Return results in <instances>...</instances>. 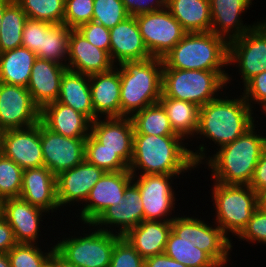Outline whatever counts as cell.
I'll use <instances>...</instances> for the list:
<instances>
[{
  "mask_svg": "<svg viewBox=\"0 0 266 267\" xmlns=\"http://www.w3.org/2000/svg\"><path fill=\"white\" fill-rule=\"evenodd\" d=\"M196 216L187 213L180 216L179 213L171 221L164 253L187 267H217L230 263L235 243L214 221L207 223L203 217Z\"/></svg>",
  "mask_w": 266,
  "mask_h": 267,
  "instance_id": "obj_1",
  "label": "cell"
},
{
  "mask_svg": "<svg viewBox=\"0 0 266 267\" xmlns=\"http://www.w3.org/2000/svg\"><path fill=\"white\" fill-rule=\"evenodd\" d=\"M258 129V125L254 124L243 135L217 149L211 156L209 154L211 149L208 150V146H205L207 143L202 142L194 150L190 149L193 161L197 167L204 164L206 166L204 168L211 171L210 179L214 182L249 185L266 146V133Z\"/></svg>",
  "mask_w": 266,
  "mask_h": 267,
  "instance_id": "obj_2",
  "label": "cell"
},
{
  "mask_svg": "<svg viewBox=\"0 0 266 267\" xmlns=\"http://www.w3.org/2000/svg\"><path fill=\"white\" fill-rule=\"evenodd\" d=\"M226 90L219 97L200 107L199 111V123L194 141L198 144L199 139L201 142L209 140L210 146L213 142L218 147L214 145L215 150L211 153L243 135L255 123L258 124L257 119L260 118L254 113L257 110L253 111L250 108L241 92L238 93L240 96L236 94L233 98L226 94Z\"/></svg>",
  "mask_w": 266,
  "mask_h": 267,
  "instance_id": "obj_3",
  "label": "cell"
},
{
  "mask_svg": "<svg viewBox=\"0 0 266 267\" xmlns=\"http://www.w3.org/2000/svg\"><path fill=\"white\" fill-rule=\"evenodd\" d=\"M178 135L134 134L133 156L129 164L132 175H184L197 167L189 143ZM187 145V146H186ZM189 147V148H188Z\"/></svg>",
  "mask_w": 266,
  "mask_h": 267,
  "instance_id": "obj_4",
  "label": "cell"
},
{
  "mask_svg": "<svg viewBox=\"0 0 266 267\" xmlns=\"http://www.w3.org/2000/svg\"><path fill=\"white\" fill-rule=\"evenodd\" d=\"M163 60L147 58L119 64L121 117L158 103L162 96Z\"/></svg>",
  "mask_w": 266,
  "mask_h": 267,
  "instance_id": "obj_5",
  "label": "cell"
},
{
  "mask_svg": "<svg viewBox=\"0 0 266 267\" xmlns=\"http://www.w3.org/2000/svg\"><path fill=\"white\" fill-rule=\"evenodd\" d=\"M229 42L210 32L186 33L162 58L163 68L228 71Z\"/></svg>",
  "mask_w": 266,
  "mask_h": 267,
  "instance_id": "obj_6",
  "label": "cell"
},
{
  "mask_svg": "<svg viewBox=\"0 0 266 267\" xmlns=\"http://www.w3.org/2000/svg\"><path fill=\"white\" fill-rule=\"evenodd\" d=\"M227 72L163 68L161 97L175 98L202 107L233 84L234 75Z\"/></svg>",
  "mask_w": 266,
  "mask_h": 267,
  "instance_id": "obj_7",
  "label": "cell"
},
{
  "mask_svg": "<svg viewBox=\"0 0 266 267\" xmlns=\"http://www.w3.org/2000/svg\"><path fill=\"white\" fill-rule=\"evenodd\" d=\"M212 187V220L230 239L238 236L258 208V194L250 185L213 182Z\"/></svg>",
  "mask_w": 266,
  "mask_h": 267,
  "instance_id": "obj_8",
  "label": "cell"
},
{
  "mask_svg": "<svg viewBox=\"0 0 266 267\" xmlns=\"http://www.w3.org/2000/svg\"><path fill=\"white\" fill-rule=\"evenodd\" d=\"M82 224V231L86 228L83 233L80 231L82 235L80 232H76L77 236L75 232L71 236L66 233L61 240L56 239L58 236H53L57 241L54 242L55 250L78 267H109L114 245L121 235L103 231L93 223Z\"/></svg>",
  "mask_w": 266,
  "mask_h": 267,
  "instance_id": "obj_9",
  "label": "cell"
},
{
  "mask_svg": "<svg viewBox=\"0 0 266 267\" xmlns=\"http://www.w3.org/2000/svg\"><path fill=\"white\" fill-rule=\"evenodd\" d=\"M228 65L236 66L242 87L266 70V17L242 36L229 41Z\"/></svg>",
  "mask_w": 266,
  "mask_h": 267,
  "instance_id": "obj_10",
  "label": "cell"
},
{
  "mask_svg": "<svg viewBox=\"0 0 266 267\" xmlns=\"http://www.w3.org/2000/svg\"><path fill=\"white\" fill-rule=\"evenodd\" d=\"M177 177L178 179L182 178L180 175L168 174L133 175L132 181L140 190L144 220L172 221L178 216L177 214L172 215L175 213V205L178 203L176 200L180 195L175 192L177 188L175 189L174 186L176 185H172L176 184L173 182Z\"/></svg>",
  "mask_w": 266,
  "mask_h": 267,
  "instance_id": "obj_11",
  "label": "cell"
},
{
  "mask_svg": "<svg viewBox=\"0 0 266 267\" xmlns=\"http://www.w3.org/2000/svg\"><path fill=\"white\" fill-rule=\"evenodd\" d=\"M135 18L143 42L154 58L162 59L187 33L166 7Z\"/></svg>",
  "mask_w": 266,
  "mask_h": 267,
  "instance_id": "obj_12",
  "label": "cell"
},
{
  "mask_svg": "<svg viewBox=\"0 0 266 267\" xmlns=\"http://www.w3.org/2000/svg\"><path fill=\"white\" fill-rule=\"evenodd\" d=\"M133 180L129 170L105 172L90 190L75 218L82 223H93L107 208L117 205L123 198L126 186Z\"/></svg>",
  "mask_w": 266,
  "mask_h": 267,
  "instance_id": "obj_13",
  "label": "cell"
},
{
  "mask_svg": "<svg viewBox=\"0 0 266 267\" xmlns=\"http://www.w3.org/2000/svg\"><path fill=\"white\" fill-rule=\"evenodd\" d=\"M40 122V109L26 87L0 82V130L26 128Z\"/></svg>",
  "mask_w": 266,
  "mask_h": 267,
  "instance_id": "obj_14",
  "label": "cell"
},
{
  "mask_svg": "<svg viewBox=\"0 0 266 267\" xmlns=\"http://www.w3.org/2000/svg\"><path fill=\"white\" fill-rule=\"evenodd\" d=\"M86 138H69L52 132L41 123L44 166L55 176L85 160Z\"/></svg>",
  "mask_w": 266,
  "mask_h": 267,
  "instance_id": "obj_15",
  "label": "cell"
},
{
  "mask_svg": "<svg viewBox=\"0 0 266 267\" xmlns=\"http://www.w3.org/2000/svg\"><path fill=\"white\" fill-rule=\"evenodd\" d=\"M105 172L86 160L56 176V195L60 209L85 202L90 190ZM75 203V204H74ZM78 204V205H77Z\"/></svg>",
  "mask_w": 266,
  "mask_h": 267,
  "instance_id": "obj_16",
  "label": "cell"
},
{
  "mask_svg": "<svg viewBox=\"0 0 266 267\" xmlns=\"http://www.w3.org/2000/svg\"><path fill=\"white\" fill-rule=\"evenodd\" d=\"M143 220L144 210L140 190L131 181L125 188L121 202L107 208L93 224L103 231L124 236Z\"/></svg>",
  "mask_w": 266,
  "mask_h": 267,
  "instance_id": "obj_17",
  "label": "cell"
},
{
  "mask_svg": "<svg viewBox=\"0 0 266 267\" xmlns=\"http://www.w3.org/2000/svg\"><path fill=\"white\" fill-rule=\"evenodd\" d=\"M1 214L13 229L18 243L41 244L44 242L41 239L43 237L40 230L44 229L42 222L46 219L45 216L49 215L48 212L32 206L21 197H14L2 200Z\"/></svg>",
  "mask_w": 266,
  "mask_h": 267,
  "instance_id": "obj_18",
  "label": "cell"
},
{
  "mask_svg": "<svg viewBox=\"0 0 266 267\" xmlns=\"http://www.w3.org/2000/svg\"><path fill=\"white\" fill-rule=\"evenodd\" d=\"M2 153L23 170L44 166L41 147V122L3 131Z\"/></svg>",
  "mask_w": 266,
  "mask_h": 267,
  "instance_id": "obj_19",
  "label": "cell"
},
{
  "mask_svg": "<svg viewBox=\"0 0 266 267\" xmlns=\"http://www.w3.org/2000/svg\"><path fill=\"white\" fill-rule=\"evenodd\" d=\"M90 134L115 152L128 166L133 156L134 125L131 117L97 118L91 122Z\"/></svg>",
  "mask_w": 266,
  "mask_h": 267,
  "instance_id": "obj_20",
  "label": "cell"
},
{
  "mask_svg": "<svg viewBox=\"0 0 266 267\" xmlns=\"http://www.w3.org/2000/svg\"><path fill=\"white\" fill-rule=\"evenodd\" d=\"M211 10V32L223 37L228 42L242 36L261 20L247 24L243 13L254 3L253 0H209ZM242 18V19H241Z\"/></svg>",
  "mask_w": 266,
  "mask_h": 267,
  "instance_id": "obj_21",
  "label": "cell"
},
{
  "mask_svg": "<svg viewBox=\"0 0 266 267\" xmlns=\"http://www.w3.org/2000/svg\"><path fill=\"white\" fill-rule=\"evenodd\" d=\"M116 65L109 53L90 43L77 29L70 30L67 68L92 75L112 70Z\"/></svg>",
  "mask_w": 266,
  "mask_h": 267,
  "instance_id": "obj_22",
  "label": "cell"
},
{
  "mask_svg": "<svg viewBox=\"0 0 266 267\" xmlns=\"http://www.w3.org/2000/svg\"><path fill=\"white\" fill-rule=\"evenodd\" d=\"M32 206L38 207L46 212H60L56 195V176L45 166L29 168L23 171L22 187L20 196Z\"/></svg>",
  "mask_w": 266,
  "mask_h": 267,
  "instance_id": "obj_23",
  "label": "cell"
},
{
  "mask_svg": "<svg viewBox=\"0 0 266 267\" xmlns=\"http://www.w3.org/2000/svg\"><path fill=\"white\" fill-rule=\"evenodd\" d=\"M90 91L97 118L121 117L119 65L104 73L89 75Z\"/></svg>",
  "mask_w": 266,
  "mask_h": 267,
  "instance_id": "obj_24",
  "label": "cell"
},
{
  "mask_svg": "<svg viewBox=\"0 0 266 267\" xmlns=\"http://www.w3.org/2000/svg\"><path fill=\"white\" fill-rule=\"evenodd\" d=\"M109 55L115 65L124 61L143 60L151 58L135 16H129L110 29Z\"/></svg>",
  "mask_w": 266,
  "mask_h": 267,
  "instance_id": "obj_25",
  "label": "cell"
},
{
  "mask_svg": "<svg viewBox=\"0 0 266 267\" xmlns=\"http://www.w3.org/2000/svg\"><path fill=\"white\" fill-rule=\"evenodd\" d=\"M68 68L59 63L37 58L27 86L35 105L41 110L58 100L61 78Z\"/></svg>",
  "mask_w": 266,
  "mask_h": 267,
  "instance_id": "obj_26",
  "label": "cell"
},
{
  "mask_svg": "<svg viewBox=\"0 0 266 267\" xmlns=\"http://www.w3.org/2000/svg\"><path fill=\"white\" fill-rule=\"evenodd\" d=\"M40 122L52 132L69 138H87L90 134L91 121L58 101L40 110Z\"/></svg>",
  "mask_w": 266,
  "mask_h": 267,
  "instance_id": "obj_27",
  "label": "cell"
},
{
  "mask_svg": "<svg viewBox=\"0 0 266 267\" xmlns=\"http://www.w3.org/2000/svg\"><path fill=\"white\" fill-rule=\"evenodd\" d=\"M171 232V221L143 220L124 237L144 258L164 253Z\"/></svg>",
  "mask_w": 266,
  "mask_h": 267,
  "instance_id": "obj_28",
  "label": "cell"
},
{
  "mask_svg": "<svg viewBox=\"0 0 266 267\" xmlns=\"http://www.w3.org/2000/svg\"><path fill=\"white\" fill-rule=\"evenodd\" d=\"M58 102L73 108L94 121L89 75L67 69L60 83Z\"/></svg>",
  "mask_w": 266,
  "mask_h": 267,
  "instance_id": "obj_29",
  "label": "cell"
},
{
  "mask_svg": "<svg viewBox=\"0 0 266 267\" xmlns=\"http://www.w3.org/2000/svg\"><path fill=\"white\" fill-rule=\"evenodd\" d=\"M166 8L187 33L211 31L209 0H166Z\"/></svg>",
  "mask_w": 266,
  "mask_h": 267,
  "instance_id": "obj_30",
  "label": "cell"
},
{
  "mask_svg": "<svg viewBox=\"0 0 266 267\" xmlns=\"http://www.w3.org/2000/svg\"><path fill=\"white\" fill-rule=\"evenodd\" d=\"M37 55L24 46L0 53V82L28 86Z\"/></svg>",
  "mask_w": 266,
  "mask_h": 267,
  "instance_id": "obj_31",
  "label": "cell"
},
{
  "mask_svg": "<svg viewBox=\"0 0 266 267\" xmlns=\"http://www.w3.org/2000/svg\"><path fill=\"white\" fill-rule=\"evenodd\" d=\"M159 103L166 111L174 133L186 142L193 141L191 138L197 133L200 107L195 103L170 97H160Z\"/></svg>",
  "mask_w": 266,
  "mask_h": 267,
  "instance_id": "obj_32",
  "label": "cell"
},
{
  "mask_svg": "<svg viewBox=\"0 0 266 267\" xmlns=\"http://www.w3.org/2000/svg\"><path fill=\"white\" fill-rule=\"evenodd\" d=\"M27 20L15 0L5 8L0 30V53L22 46V33Z\"/></svg>",
  "mask_w": 266,
  "mask_h": 267,
  "instance_id": "obj_33",
  "label": "cell"
},
{
  "mask_svg": "<svg viewBox=\"0 0 266 267\" xmlns=\"http://www.w3.org/2000/svg\"><path fill=\"white\" fill-rule=\"evenodd\" d=\"M131 119L134 125V134L176 135L170 125L166 111L159 102L136 112Z\"/></svg>",
  "mask_w": 266,
  "mask_h": 267,
  "instance_id": "obj_34",
  "label": "cell"
},
{
  "mask_svg": "<svg viewBox=\"0 0 266 267\" xmlns=\"http://www.w3.org/2000/svg\"><path fill=\"white\" fill-rule=\"evenodd\" d=\"M70 30L64 24H53L43 33L42 48L36 54L37 58L67 67Z\"/></svg>",
  "mask_w": 266,
  "mask_h": 267,
  "instance_id": "obj_35",
  "label": "cell"
},
{
  "mask_svg": "<svg viewBox=\"0 0 266 267\" xmlns=\"http://www.w3.org/2000/svg\"><path fill=\"white\" fill-rule=\"evenodd\" d=\"M54 241L52 239L50 247L46 242L44 245L48 247L44 246L45 250L36 243H17L7 253L11 267H43L55 250V243H52Z\"/></svg>",
  "mask_w": 266,
  "mask_h": 267,
  "instance_id": "obj_36",
  "label": "cell"
},
{
  "mask_svg": "<svg viewBox=\"0 0 266 267\" xmlns=\"http://www.w3.org/2000/svg\"><path fill=\"white\" fill-rule=\"evenodd\" d=\"M28 19L63 24L65 0H15Z\"/></svg>",
  "mask_w": 266,
  "mask_h": 267,
  "instance_id": "obj_37",
  "label": "cell"
},
{
  "mask_svg": "<svg viewBox=\"0 0 266 267\" xmlns=\"http://www.w3.org/2000/svg\"><path fill=\"white\" fill-rule=\"evenodd\" d=\"M85 160L104 172L129 170V166L115 152L103 148L91 134L85 141Z\"/></svg>",
  "mask_w": 266,
  "mask_h": 267,
  "instance_id": "obj_38",
  "label": "cell"
},
{
  "mask_svg": "<svg viewBox=\"0 0 266 267\" xmlns=\"http://www.w3.org/2000/svg\"><path fill=\"white\" fill-rule=\"evenodd\" d=\"M23 169L13 160L0 155V200L20 196Z\"/></svg>",
  "mask_w": 266,
  "mask_h": 267,
  "instance_id": "obj_39",
  "label": "cell"
},
{
  "mask_svg": "<svg viewBox=\"0 0 266 267\" xmlns=\"http://www.w3.org/2000/svg\"><path fill=\"white\" fill-rule=\"evenodd\" d=\"M92 21L111 29L124 21L129 14L122 0H94Z\"/></svg>",
  "mask_w": 266,
  "mask_h": 267,
  "instance_id": "obj_40",
  "label": "cell"
},
{
  "mask_svg": "<svg viewBox=\"0 0 266 267\" xmlns=\"http://www.w3.org/2000/svg\"><path fill=\"white\" fill-rule=\"evenodd\" d=\"M94 0H65L63 24L71 29H77L92 21Z\"/></svg>",
  "mask_w": 266,
  "mask_h": 267,
  "instance_id": "obj_41",
  "label": "cell"
},
{
  "mask_svg": "<svg viewBox=\"0 0 266 267\" xmlns=\"http://www.w3.org/2000/svg\"><path fill=\"white\" fill-rule=\"evenodd\" d=\"M145 259L121 236L115 243L109 267H144Z\"/></svg>",
  "mask_w": 266,
  "mask_h": 267,
  "instance_id": "obj_42",
  "label": "cell"
},
{
  "mask_svg": "<svg viewBox=\"0 0 266 267\" xmlns=\"http://www.w3.org/2000/svg\"><path fill=\"white\" fill-rule=\"evenodd\" d=\"M237 240L266 246V214L262 210L259 208L255 210L245 228L237 236Z\"/></svg>",
  "mask_w": 266,
  "mask_h": 267,
  "instance_id": "obj_43",
  "label": "cell"
},
{
  "mask_svg": "<svg viewBox=\"0 0 266 267\" xmlns=\"http://www.w3.org/2000/svg\"><path fill=\"white\" fill-rule=\"evenodd\" d=\"M240 89L241 92L243 89L241 94L253 111L258 105L260 106L258 109H262L266 105V70L251 78Z\"/></svg>",
  "mask_w": 266,
  "mask_h": 267,
  "instance_id": "obj_44",
  "label": "cell"
},
{
  "mask_svg": "<svg viewBox=\"0 0 266 267\" xmlns=\"http://www.w3.org/2000/svg\"><path fill=\"white\" fill-rule=\"evenodd\" d=\"M53 24L28 19L22 33V46L37 54L42 48L43 33Z\"/></svg>",
  "mask_w": 266,
  "mask_h": 267,
  "instance_id": "obj_45",
  "label": "cell"
},
{
  "mask_svg": "<svg viewBox=\"0 0 266 267\" xmlns=\"http://www.w3.org/2000/svg\"><path fill=\"white\" fill-rule=\"evenodd\" d=\"M77 30L96 47L110 52V29L102 24L90 21L81 25Z\"/></svg>",
  "mask_w": 266,
  "mask_h": 267,
  "instance_id": "obj_46",
  "label": "cell"
},
{
  "mask_svg": "<svg viewBox=\"0 0 266 267\" xmlns=\"http://www.w3.org/2000/svg\"><path fill=\"white\" fill-rule=\"evenodd\" d=\"M129 16L162 10L166 7V0H122Z\"/></svg>",
  "mask_w": 266,
  "mask_h": 267,
  "instance_id": "obj_47",
  "label": "cell"
},
{
  "mask_svg": "<svg viewBox=\"0 0 266 267\" xmlns=\"http://www.w3.org/2000/svg\"><path fill=\"white\" fill-rule=\"evenodd\" d=\"M257 194L266 192V146L257 162L253 178L249 184Z\"/></svg>",
  "mask_w": 266,
  "mask_h": 267,
  "instance_id": "obj_48",
  "label": "cell"
},
{
  "mask_svg": "<svg viewBox=\"0 0 266 267\" xmlns=\"http://www.w3.org/2000/svg\"><path fill=\"white\" fill-rule=\"evenodd\" d=\"M18 242L15 239L13 229L0 215V253H8Z\"/></svg>",
  "mask_w": 266,
  "mask_h": 267,
  "instance_id": "obj_49",
  "label": "cell"
},
{
  "mask_svg": "<svg viewBox=\"0 0 266 267\" xmlns=\"http://www.w3.org/2000/svg\"><path fill=\"white\" fill-rule=\"evenodd\" d=\"M144 267H187L182 263L170 258L165 253L145 259Z\"/></svg>",
  "mask_w": 266,
  "mask_h": 267,
  "instance_id": "obj_50",
  "label": "cell"
},
{
  "mask_svg": "<svg viewBox=\"0 0 266 267\" xmlns=\"http://www.w3.org/2000/svg\"><path fill=\"white\" fill-rule=\"evenodd\" d=\"M49 261L54 265V267H78L72 263H69L56 250L52 252Z\"/></svg>",
  "mask_w": 266,
  "mask_h": 267,
  "instance_id": "obj_51",
  "label": "cell"
},
{
  "mask_svg": "<svg viewBox=\"0 0 266 267\" xmlns=\"http://www.w3.org/2000/svg\"><path fill=\"white\" fill-rule=\"evenodd\" d=\"M258 208L266 214V192L258 194Z\"/></svg>",
  "mask_w": 266,
  "mask_h": 267,
  "instance_id": "obj_52",
  "label": "cell"
},
{
  "mask_svg": "<svg viewBox=\"0 0 266 267\" xmlns=\"http://www.w3.org/2000/svg\"><path fill=\"white\" fill-rule=\"evenodd\" d=\"M13 0H0V30H1V23H2V17L3 13L5 11V8L12 2Z\"/></svg>",
  "mask_w": 266,
  "mask_h": 267,
  "instance_id": "obj_53",
  "label": "cell"
},
{
  "mask_svg": "<svg viewBox=\"0 0 266 267\" xmlns=\"http://www.w3.org/2000/svg\"><path fill=\"white\" fill-rule=\"evenodd\" d=\"M0 267H11L7 253H0Z\"/></svg>",
  "mask_w": 266,
  "mask_h": 267,
  "instance_id": "obj_54",
  "label": "cell"
},
{
  "mask_svg": "<svg viewBox=\"0 0 266 267\" xmlns=\"http://www.w3.org/2000/svg\"><path fill=\"white\" fill-rule=\"evenodd\" d=\"M3 131L0 130V155L2 154Z\"/></svg>",
  "mask_w": 266,
  "mask_h": 267,
  "instance_id": "obj_55",
  "label": "cell"
},
{
  "mask_svg": "<svg viewBox=\"0 0 266 267\" xmlns=\"http://www.w3.org/2000/svg\"><path fill=\"white\" fill-rule=\"evenodd\" d=\"M261 111V113H258V114H260V115H262L263 116V114H264V116H265V118H266V105L260 110Z\"/></svg>",
  "mask_w": 266,
  "mask_h": 267,
  "instance_id": "obj_56",
  "label": "cell"
},
{
  "mask_svg": "<svg viewBox=\"0 0 266 267\" xmlns=\"http://www.w3.org/2000/svg\"><path fill=\"white\" fill-rule=\"evenodd\" d=\"M43 267H54V265L48 260Z\"/></svg>",
  "mask_w": 266,
  "mask_h": 267,
  "instance_id": "obj_57",
  "label": "cell"
},
{
  "mask_svg": "<svg viewBox=\"0 0 266 267\" xmlns=\"http://www.w3.org/2000/svg\"><path fill=\"white\" fill-rule=\"evenodd\" d=\"M1 212H2V201L0 200V215H1Z\"/></svg>",
  "mask_w": 266,
  "mask_h": 267,
  "instance_id": "obj_58",
  "label": "cell"
},
{
  "mask_svg": "<svg viewBox=\"0 0 266 267\" xmlns=\"http://www.w3.org/2000/svg\"><path fill=\"white\" fill-rule=\"evenodd\" d=\"M227 265H229V264L219 265L217 267H226Z\"/></svg>",
  "mask_w": 266,
  "mask_h": 267,
  "instance_id": "obj_59",
  "label": "cell"
}]
</instances>
